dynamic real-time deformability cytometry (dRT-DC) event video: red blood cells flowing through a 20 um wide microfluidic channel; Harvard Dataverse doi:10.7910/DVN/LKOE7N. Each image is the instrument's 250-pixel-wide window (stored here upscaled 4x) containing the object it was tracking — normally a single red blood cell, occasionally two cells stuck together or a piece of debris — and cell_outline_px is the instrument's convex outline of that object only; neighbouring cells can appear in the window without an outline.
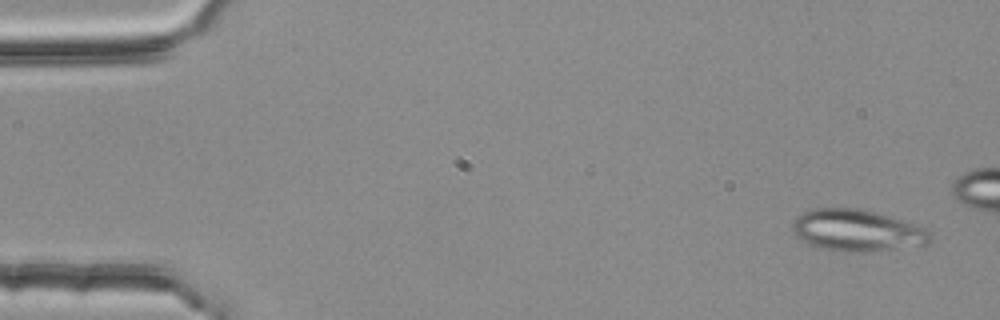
{"species": "common noctule bat (a hibernating species)", "species_latin": "Nyctalus noctula", "temperature_condition": "room temperature", "stored_images_in_passage": 5, "camera_frame_rate_fps": 3000, "um_per_image_px": 0.085, "animal": {"sex": "female", "body_mass_g": 25.1}, "frame": {"image": 1, "passage_image": 1, "time_ms": 0.0, "image_size_px": [1000, 320], "cell_outline_px": [[932, 240], [928, 244], [876, 252], [840, 252], [820, 248], [808, 244], [796, 236], [792, 228], [792, 224], [804, 212], [816, 208], [856, 208], [876, 212], [928, 228], [932, 232]], "centroid_in_image_um": [72.92, 19.61], "position_along_channel_um": 12.1, "area_um2": 33.81}}